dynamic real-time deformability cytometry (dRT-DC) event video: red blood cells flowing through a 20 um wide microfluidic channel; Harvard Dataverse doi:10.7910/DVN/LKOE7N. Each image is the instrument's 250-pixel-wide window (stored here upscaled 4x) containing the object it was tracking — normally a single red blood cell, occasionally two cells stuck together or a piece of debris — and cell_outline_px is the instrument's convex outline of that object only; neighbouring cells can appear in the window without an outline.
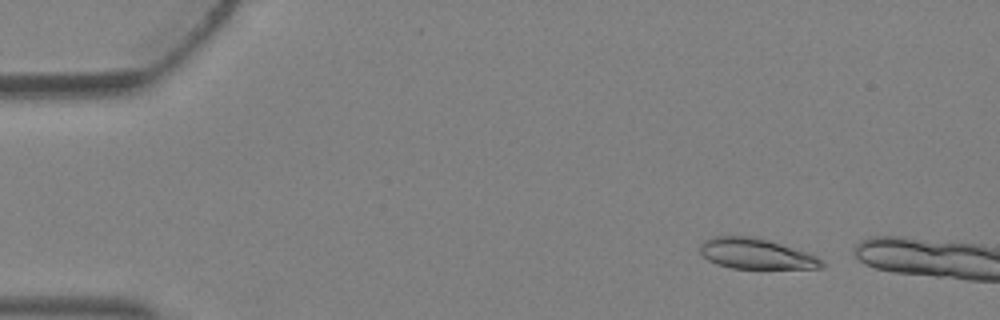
{"species": "Egyptian fruit bat (a non-hibernating species)", "species_latin": "Rousettus aegyptiacus", "temperature_condition": "warm", "stored_images_in_passage": 2, "camera_frame_rate_fps": 3000, "um_per_image_px": 0.085, "animal": {"sex": "female"}, "frame": {"image": 1, "passage_image": 1, "time_ms": 0.0, "image_size_px": [1000, 320], "cell_outline_px": [[824, 268], [732, 268], [716, 264], [708, 260], [700, 252], [700, 244], [704, 240], [712, 236], [752, 236], [768, 240], [808, 252], [816, 256], [824, 264]], "centroid_in_image_um": [64.24, 21.56], "position_along_channel_um": 20.8, "area_um2": 21.56}}